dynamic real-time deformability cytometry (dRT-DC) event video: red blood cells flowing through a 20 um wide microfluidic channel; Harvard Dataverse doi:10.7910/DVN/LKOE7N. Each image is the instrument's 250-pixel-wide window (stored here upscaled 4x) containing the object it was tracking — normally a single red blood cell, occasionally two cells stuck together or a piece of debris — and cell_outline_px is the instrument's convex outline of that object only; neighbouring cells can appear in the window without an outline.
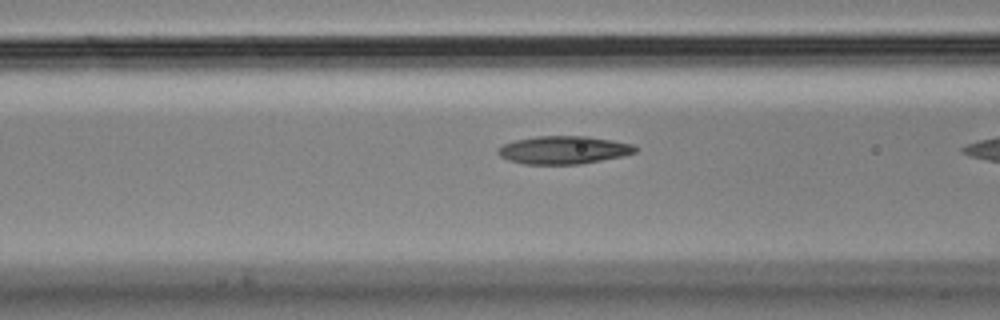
{"species": "Egyptian fruit bat (a non-hibernating species)", "species_latin": "Rousettus aegyptiacus", "temperature_condition": "cold", "stored_images_in_passage": 11, "camera_frame_rate_fps": 3000, "um_per_image_px": 0.085, "animal": {"sex": "male"}, "frame": {"image": 1, "passage_image": 10, "time_ms": 3.0, "image_size_px": [1000, 320], "cell_outline_px": [[636, 152], [620, 156], [580, 164], [524, 164], [508, 160], [500, 156], [496, 152], [504, 144], [516, 140], [536, 136], [588, 136], [612, 140], [632, 144], [636, 148]], "centroid_in_image_um": [47.88, 12.74], "position_along_channel_um": 118.7, "area_um2": 22.14}}